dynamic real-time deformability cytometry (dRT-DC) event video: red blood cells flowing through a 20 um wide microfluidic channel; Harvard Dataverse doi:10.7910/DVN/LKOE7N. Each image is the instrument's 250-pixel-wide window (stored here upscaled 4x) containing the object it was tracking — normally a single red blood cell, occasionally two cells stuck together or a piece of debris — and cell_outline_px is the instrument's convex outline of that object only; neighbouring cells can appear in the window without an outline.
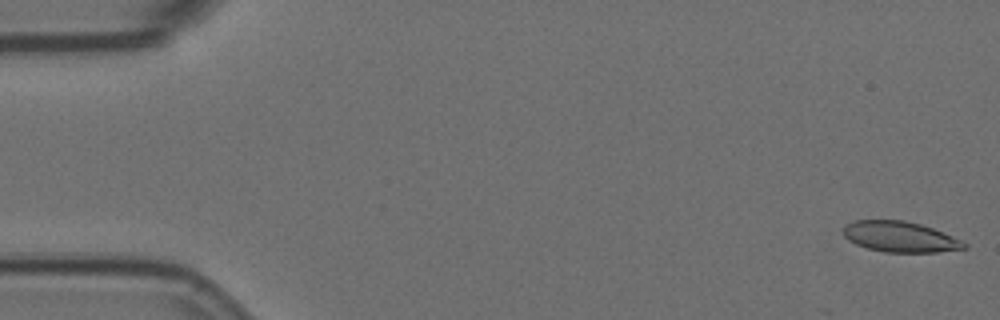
{"species": "Egyptian fruit bat (a non-hibernating species)", "species_latin": "Rousettus aegyptiacus", "temperature_condition": "room temperature", "stored_images_in_passage": 4, "camera_frame_rate_fps": 3000, "um_per_image_px": 0.085, "animal": {"sex": "female"}, "frame": {"image": 1, "passage_image": 1, "time_ms": 0.0, "image_size_px": [1000, 320], "cell_outline_px": [[968, 248], [936, 252], [884, 252], [868, 248], [856, 244], [848, 240], [844, 236], [844, 228], [848, 224], [856, 220], [904, 220], [920, 224], [944, 232], [968, 244]], "centroid_in_image_um": [76.53, 20.13], "position_along_channel_um": 8.5, "area_um2": 21.44}}